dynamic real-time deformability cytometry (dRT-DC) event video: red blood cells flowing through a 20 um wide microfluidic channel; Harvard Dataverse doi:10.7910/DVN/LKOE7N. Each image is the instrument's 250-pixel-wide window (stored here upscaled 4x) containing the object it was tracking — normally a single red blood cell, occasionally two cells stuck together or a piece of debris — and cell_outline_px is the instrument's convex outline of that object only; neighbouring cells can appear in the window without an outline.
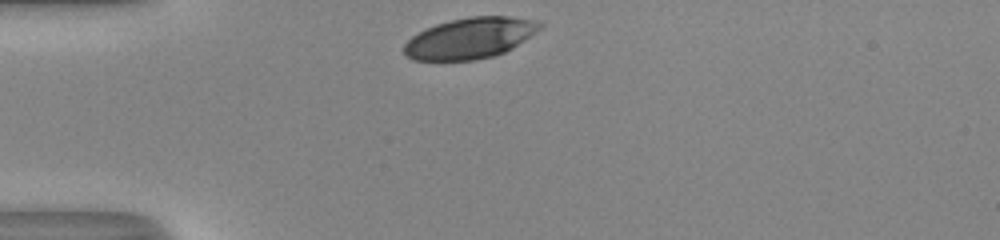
{"species": "human", "species_latin": "Homo sapiens", "temperature_condition": "room temperature", "stored_images_in_passage": 28, "camera_frame_rate_fps": 3000, "um_per_image_px": 0.085, "donor": {"sex": "male"}, "frame": {"image": 1, "passage_image": 1, "time_ms": 0.0, "image_size_px": [1000, 240], "cell_outline_px": [[544, 24], [536, 32], [512, 48], [504, 52], [492, 56], [472, 60], [412, 60], [404, 52], [404, 44], [412, 36], [436, 24], [452, 20], [472, 16], [508, 16], [536, 20]], "centroid_in_image_um": [39.96, 3.24], "position_along_channel_um": 45.0, "area_um2": 32.02}}
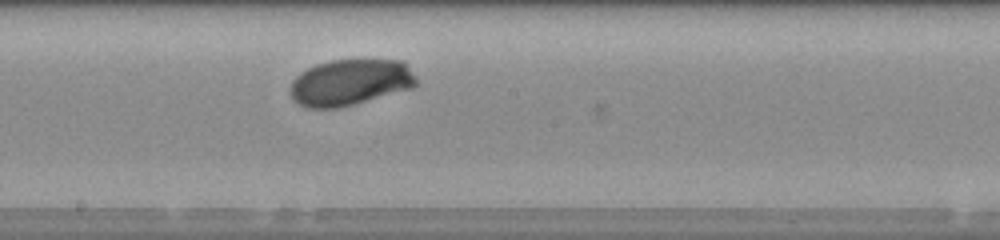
{"frame": {"image": 2, "passage_image": 16, "time_ms": 5.0, "image_size_px": [1000, 240], "cell_outline_px": [[416, 84], [412, 88], [340, 108], [308, 108], [300, 104], [288, 92], [292, 80], [300, 72], [316, 64], [332, 60], [364, 56], [400, 60], [416, 76]], "centroid_in_image_um": [29.77, 6.95], "position_along_channel_um": 218.4, "area_um2": 34.8}}
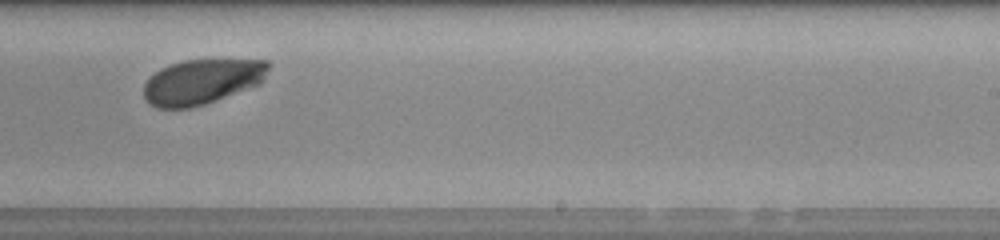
{"frame": {"image": 3, "passage_image": 20, "time_ms": 6.333, "image_size_px": [1000, 240], "cell_outline_px": [[268, 68], [264, 80], [260, 84], [204, 104], [188, 108], [156, 108], [148, 104], [144, 100], [144, 84], [160, 68], [184, 60], [268, 60]], "centroid_in_image_um": [17.15, 6.95], "position_along_channel_um": 271.9, "area_um2": 32.54}, "authors_computed_cell_mechanics": {"area_um2": 33.9575, "velocity_mm_per_s": 4.0084, "shape_relaxation_time_tau1_ms": 1.5202, "shape_relaxation_time_tau2_ms": null, "deformation_change_tau1": 0.1165, "deformation_change_tau2": null}}